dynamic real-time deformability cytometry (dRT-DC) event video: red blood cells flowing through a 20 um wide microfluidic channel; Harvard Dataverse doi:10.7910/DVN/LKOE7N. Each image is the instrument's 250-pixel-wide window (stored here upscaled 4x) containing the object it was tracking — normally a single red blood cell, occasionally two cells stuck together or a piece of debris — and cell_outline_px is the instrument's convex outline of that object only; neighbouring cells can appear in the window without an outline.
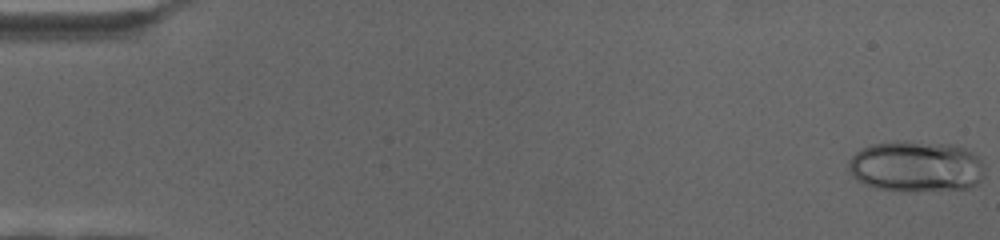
{"species": "human", "species_latin": "Homo sapiens", "temperature_condition": "cold", "stored_images_in_passage": 69, "camera_frame_rate_fps": 3000, "um_per_image_px": 0.085, "donor": {"sex": "female"}, "frame": {"image": 1, "passage_image": 1, "time_ms": 0.0, "image_size_px": [1000, 240], "cell_outline_px": [[984, 164], [980, 180], [976, 184], [968, 188], [876, 188], [856, 180], [852, 176], [848, 168], [848, 160], [860, 148], [872, 144], [896, 140], [904, 140], [952, 144], [964, 148], [972, 152]], "centroid_in_image_um": [77.82, 14.07], "position_along_channel_um": 7.2, "area_um2": 39.65}}
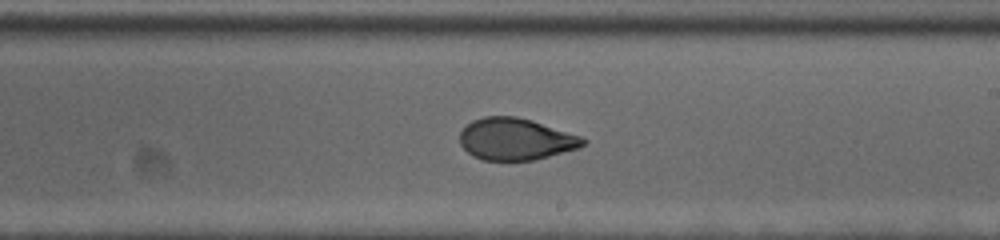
{"frame": {"image": 2, "passage_image": 41, "time_ms": 13.333, "image_size_px": [1000, 240], "cell_outline_px": [[588, 140], [580, 148], [536, 160], [484, 160], [472, 156], [460, 144], [460, 132], [472, 120], [484, 116], [516, 116], [532, 120], [584, 136]], "centroid_in_image_um": [43.88, 11.82], "position_along_channel_um": 245.1, "area_um2": 30.4}}
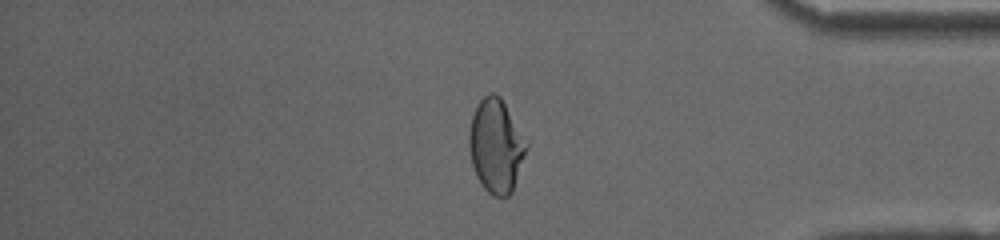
{"frame": {"image": 3, "passage_image": 58, "time_ms": 19.0, "image_size_px": [1000, 240], "cell_outline_px": [[528, 144], [512, 192], [508, 196], [492, 196], [484, 188], [476, 176], [472, 164], [468, 148], [468, 136], [472, 116], [476, 104], [488, 92], [492, 92], [500, 96]], "centroid_in_image_um": [42.13, 12.39], "position_along_channel_um": 393.1, "area_um2": 31.04}}